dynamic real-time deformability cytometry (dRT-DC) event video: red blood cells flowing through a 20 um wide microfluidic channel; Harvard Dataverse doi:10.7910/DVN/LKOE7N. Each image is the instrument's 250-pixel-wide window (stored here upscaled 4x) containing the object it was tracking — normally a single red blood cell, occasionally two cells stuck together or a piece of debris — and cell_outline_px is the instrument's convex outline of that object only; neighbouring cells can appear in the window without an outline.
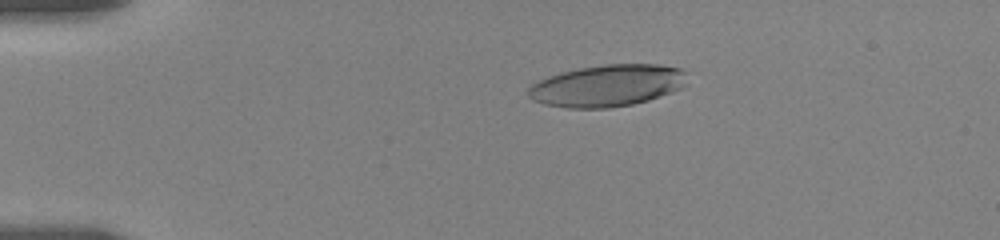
{"species": "human", "species_latin": "Homo sapiens", "temperature_condition": "room temperature", "stored_images_in_passage": 58, "camera_frame_rate_fps": 3000, "um_per_image_px": 0.085, "donor": {"sex": "female"}, "frame": {"image": 1, "passage_image": 12, "time_ms": 3.667, "image_size_px": [1000, 240], "cell_outline_px": [[688, 84], [672, 92], [648, 100], [632, 104], [608, 108], [568, 108], [544, 104], [532, 100], [528, 96], [528, 88], [532, 84], [548, 76], [560, 72], [580, 68], [604, 64], [660, 64], [680, 68], [684, 72]], "centroid_in_image_um": [51.62, 7.27], "position_along_channel_um": 33.4, "area_um2": 38.84}}
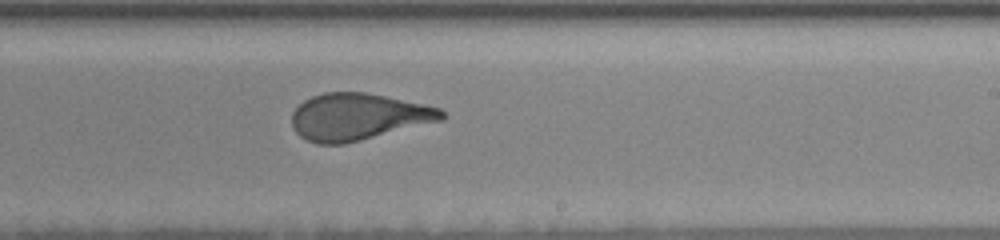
{"frame": {"image": 2, "passage_image": 36, "time_ms": 11.667, "image_size_px": [1000, 240], "cell_outline_px": [[448, 116], [444, 120], [344, 144], [316, 144], [300, 136], [296, 132], [292, 124], [292, 112], [304, 100], [312, 96], [324, 92], [364, 92], [384, 96], [440, 108]], "centroid_in_image_um": [30.44, 9.93], "position_along_channel_um": 258.6, "area_um2": 40.75}}
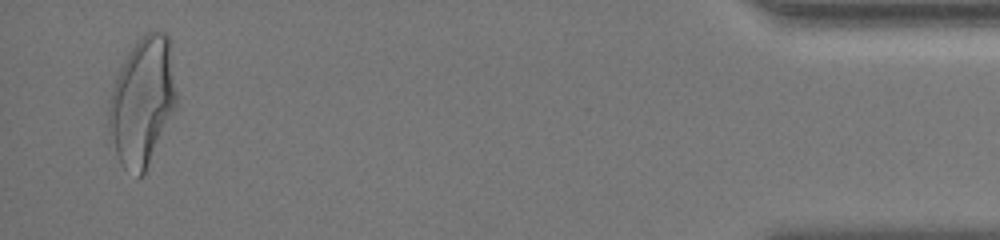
{"frame": {"image": 3, "passage_image": 56, "time_ms": 18.333, "image_size_px": [1000, 240], "cell_outline_px": [[176, 108], [144, 172], [140, 176], [124, 168], [120, 164], [108, 128], [108, 108], [112, 88], [128, 52], [148, 32], [168, 32], [176, 92]], "centroid_in_image_um": [12.1, 8.63], "position_along_channel_um": 423.1, "area_um2": 49.53}, "authors_computed_cell_mechanics": {"area_um2": 41.3559, "velocity_mm_per_s": 3.5241, "shape_relaxation_time_tau1_ms": 4.9786, "shape_relaxation_time_tau2_ms": 1.2392, "deformation_change_tau1": 0.2135, "deformation_change_tau2": 0.0981}}